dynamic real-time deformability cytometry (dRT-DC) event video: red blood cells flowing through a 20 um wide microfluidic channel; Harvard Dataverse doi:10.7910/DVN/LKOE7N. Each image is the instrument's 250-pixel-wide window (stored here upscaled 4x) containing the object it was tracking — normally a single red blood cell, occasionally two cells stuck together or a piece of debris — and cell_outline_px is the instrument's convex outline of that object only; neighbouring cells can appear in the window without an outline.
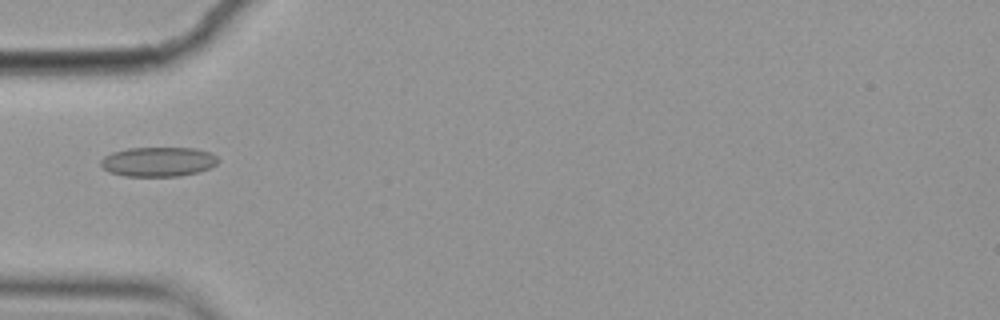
{"species": "common noctule bat (a hibernating species)", "species_latin": "Nyctalus noctula", "temperature_condition": "cold", "stored_images_in_passage": 10, "camera_frame_rate_fps": 3000, "um_per_image_px": 0.085, "animal": {"sex": "female", "body_mass_g": 19.9}, "frame": {"image": 1, "passage_image": 5, "time_ms": 1.333, "image_size_px": [1000, 320], "cell_outline_px": [[220, 160], [216, 164], [208, 168], [196, 172], [176, 176], [124, 176], [108, 172], [100, 164], [100, 160], [104, 156], [112, 152], [128, 148], [196, 148], [212, 152]], "centroid_in_image_um": [13.43, 13.74], "position_along_channel_um": 71.6, "area_um2": 20.23}}
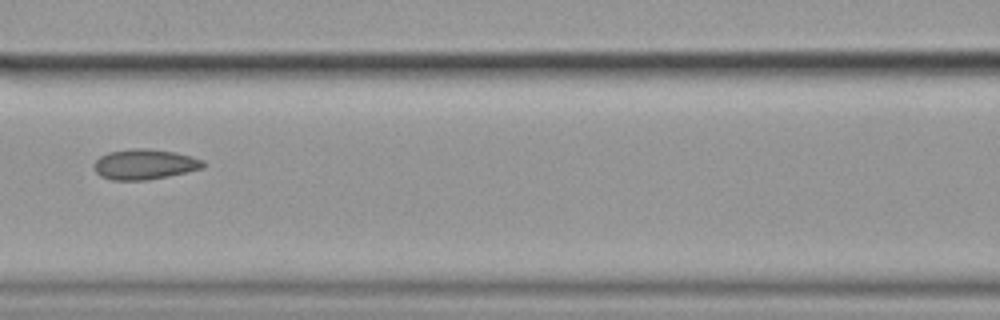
{"frame": {"image": 2, "passage_image": 7, "time_ms": 2.0, "image_size_px": [1000, 320], "cell_outline_px": [[204, 168], [168, 176], [148, 180], [112, 180], [100, 176], [92, 168], [92, 164], [100, 156], [108, 152], [132, 148], [148, 148], [176, 152], [204, 160]], "centroid_in_image_um": [12.26, 13.96], "position_along_channel_um": 154.3, "area_um2": 19.48}}
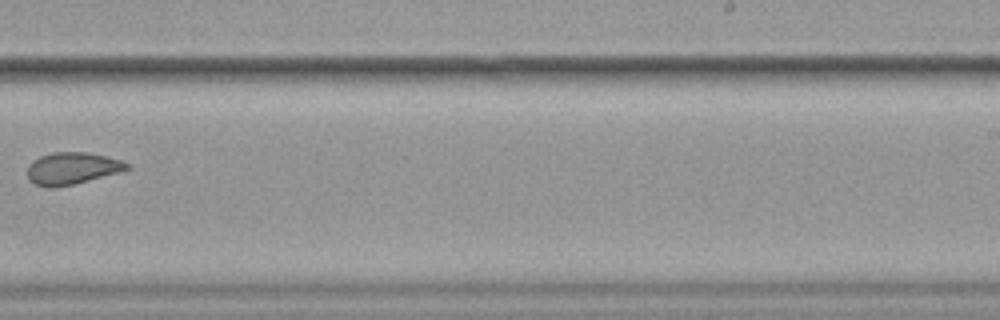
{"frame": {"image": 3, "passage_image": 10, "time_ms": 3.0, "image_size_px": [1000, 320], "cell_outline_px": [[132, 168], [120, 172], [72, 184], [36, 184], [28, 180], [28, 164], [32, 160], [40, 156], [52, 152], [84, 152], [104, 156], [120, 160], [128, 164]], "centroid_in_image_um": [6.14, 14.26], "position_along_channel_um": 282.9, "area_um2": 17.86}}